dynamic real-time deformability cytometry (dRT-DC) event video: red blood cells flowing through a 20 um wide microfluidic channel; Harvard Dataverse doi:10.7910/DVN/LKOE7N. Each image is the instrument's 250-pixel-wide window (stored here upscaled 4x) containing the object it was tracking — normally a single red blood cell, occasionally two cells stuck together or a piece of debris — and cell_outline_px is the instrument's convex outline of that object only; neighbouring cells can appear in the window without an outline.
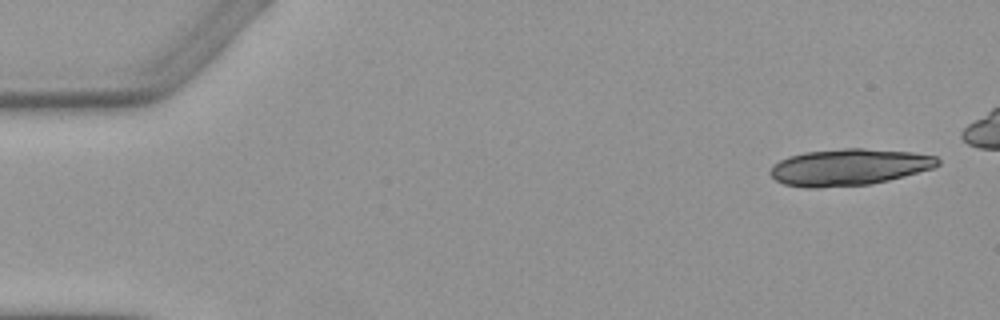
{"species": "Egyptian fruit bat (a non-hibernating species)", "species_latin": "Rousettus aegyptiacus", "temperature_condition": "warm", "stored_images_in_passage": 4, "camera_frame_rate_fps": 3000, "um_per_image_px": 0.085, "animal": {"sex": "female"}, "frame": {"image": 1, "passage_image": 1, "time_ms": 0.0, "image_size_px": [1000, 320], "cell_outline_px": [[940, 164], [932, 168], [904, 176], [872, 184], [820, 188], [804, 188], [784, 184], [776, 180], [768, 172], [772, 164], [788, 156], [804, 152], [844, 148], [864, 148], [912, 152], [936, 156], [940, 160]], "centroid_in_image_um": [72.13, 14.21], "position_along_channel_um": 12.9, "area_um2": 36.01}}